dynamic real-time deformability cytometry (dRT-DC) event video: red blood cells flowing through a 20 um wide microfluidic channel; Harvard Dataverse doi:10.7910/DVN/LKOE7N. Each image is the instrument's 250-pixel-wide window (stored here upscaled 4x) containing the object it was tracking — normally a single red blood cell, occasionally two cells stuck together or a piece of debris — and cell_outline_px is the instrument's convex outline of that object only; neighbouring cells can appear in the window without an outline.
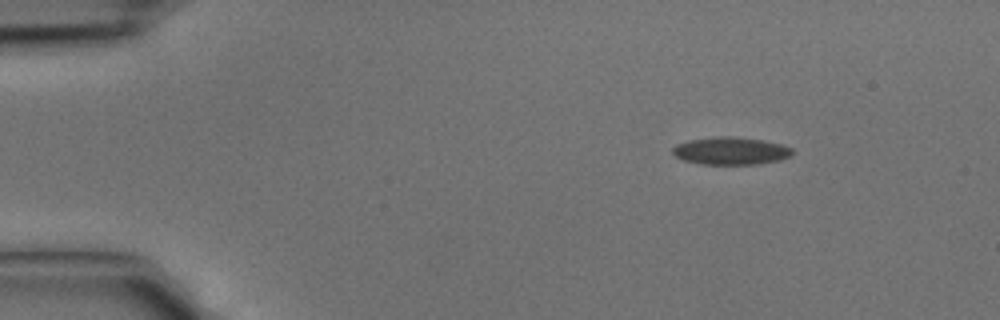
{"species": "common noctule bat (a hibernating species)", "species_latin": "Nyctalus noctula", "temperature_condition": "cold", "stored_images_in_passage": 8, "camera_frame_rate_fps": 3000, "um_per_image_px": 0.085, "animal": {"sex": "male", "body_mass_g": 15.6}, "frame": {"image": 1, "passage_image": 1, "time_ms": 0.0, "image_size_px": [1000, 320], "cell_outline_px": [[792, 152], [788, 156], [780, 160], [760, 164], [700, 164], [684, 160], [676, 156], [672, 152], [672, 148], [676, 144], [688, 140], [716, 136], [732, 136], [760, 140], [780, 144], [792, 148]], "centroid_in_image_um": [62.07, 12.82], "position_along_channel_um": 22.9, "area_um2": 19.13}}